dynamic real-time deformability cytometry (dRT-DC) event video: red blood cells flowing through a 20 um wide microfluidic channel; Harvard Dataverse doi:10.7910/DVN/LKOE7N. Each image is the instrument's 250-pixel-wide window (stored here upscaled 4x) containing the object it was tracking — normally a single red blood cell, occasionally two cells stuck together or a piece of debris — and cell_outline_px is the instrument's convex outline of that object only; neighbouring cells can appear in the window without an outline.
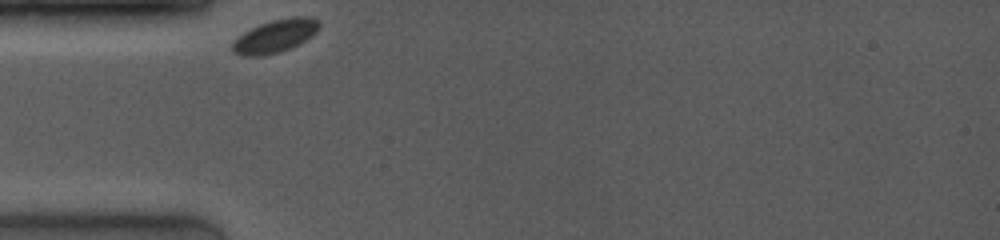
{"species": "common noctule bat (a hibernating species)", "species_latin": "Nyctalus noctula", "temperature_condition": "room temperature", "stored_images_in_passage": 20, "camera_frame_rate_fps": 4000, "um_per_image_px": 0.085, "animal": {"sex": "female", "body_mass_g": 19.0, "forearm_length_mm": 53.3}, "frame": {"image": 1, "passage_image": 1, "time_ms": 0.0, "image_size_px": [1000, 240], "cell_outline_px": [[320, 28], [312, 36], [280, 52], [260, 56], [240, 56], [232, 52], [232, 44], [244, 32], [260, 24], [272, 20], [292, 16], [312, 16], [320, 20]], "centroid_in_image_um": [23.42, 3.05], "position_along_channel_um": 61.6, "area_um2": 16.65}}
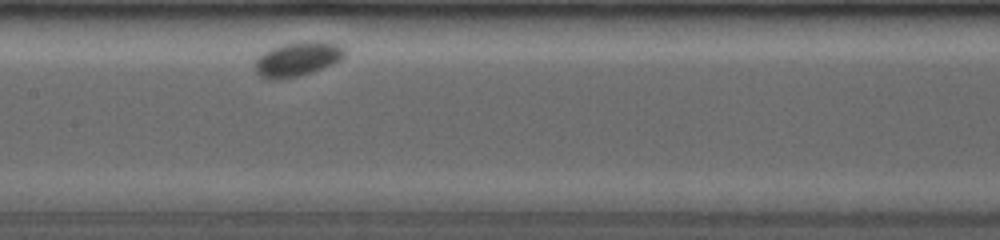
{"frame": {"image": 2, "passage_image": 9, "time_ms": 3.5, "image_size_px": [1000, 240], "cell_outline_px": [[344, 56], [340, 60], [332, 64], [296, 76], [280, 80], [272, 80], [260, 76], [256, 72], [256, 60], [264, 52], [272, 48], [284, 44], [300, 40], [320, 40], [340, 44], [344, 48]], "centroid_in_image_um": [25.3, 4.99], "position_along_channel_um": 182.1, "area_um2": 17.86}}
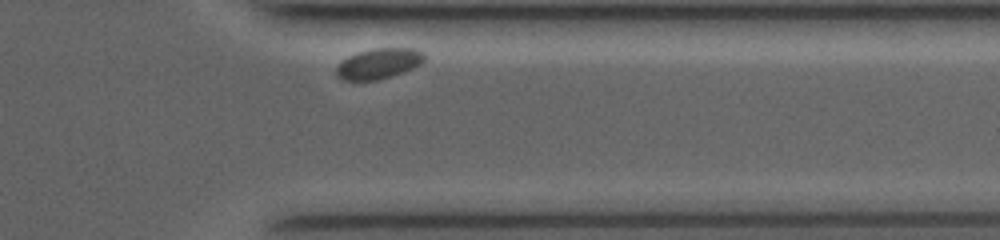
{"frame": {"image": 3, "passage_image": 19, "time_ms": 9.0, "image_size_px": [1000, 240], "cell_outline_px": [[424, 60], [420, 64], [412, 68], [380, 80], [344, 80], [336, 76], [336, 68], [348, 56], [356, 52], [372, 48], [416, 48], [424, 52]], "centroid_in_image_um": [32.19, 5.39], "position_along_channel_um": 379.2, "area_um2": 15.61}, "authors_computed_cell_mechanics": {"area_um2": 16.7042, "velocity_mm_per_s": 3.5209, "shape_relaxation_time_tau1_ms": 2.7133, "shape_relaxation_time_tau2_ms": null, "deformation_change_tau1": 0.0707, "deformation_change_tau2": null}}